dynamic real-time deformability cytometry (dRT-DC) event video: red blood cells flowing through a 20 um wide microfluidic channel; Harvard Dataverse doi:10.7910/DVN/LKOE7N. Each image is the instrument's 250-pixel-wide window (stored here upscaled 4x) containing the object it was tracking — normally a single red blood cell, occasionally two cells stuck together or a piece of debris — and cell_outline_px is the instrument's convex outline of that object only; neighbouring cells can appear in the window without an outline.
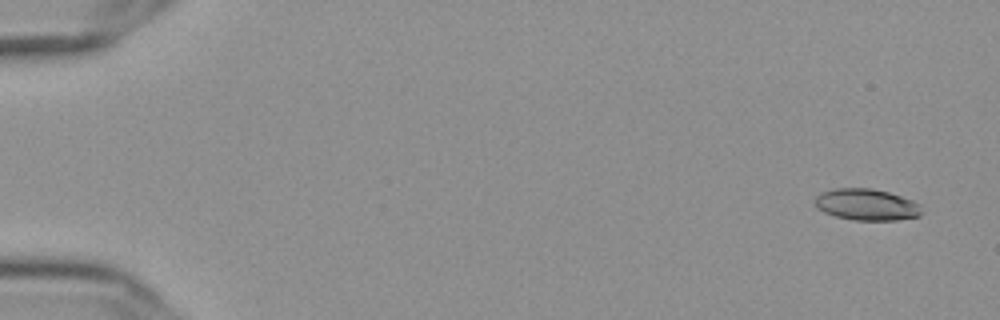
{"species": "Egyptian fruit bat (a non-hibernating species)", "species_latin": "Rousettus aegyptiacus", "temperature_condition": "cold", "stored_images_in_passage": 57, "camera_frame_rate_fps": 3000, "um_per_image_px": 0.085, "frame": {"image": 1, "passage_image": 3, "time_ms": 0.667, "image_size_px": [1000, 320], "cell_outline_px": [[924, 212], [920, 216], [896, 220], [852, 220], [836, 216], [824, 212], [816, 208], [816, 196], [820, 192], [836, 188], [872, 188], [888, 192], [912, 200], [920, 204]], "centroid_in_image_um": [73.68, 17.39], "position_along_channel_um": 11.3, "area_um2": 19.71}}
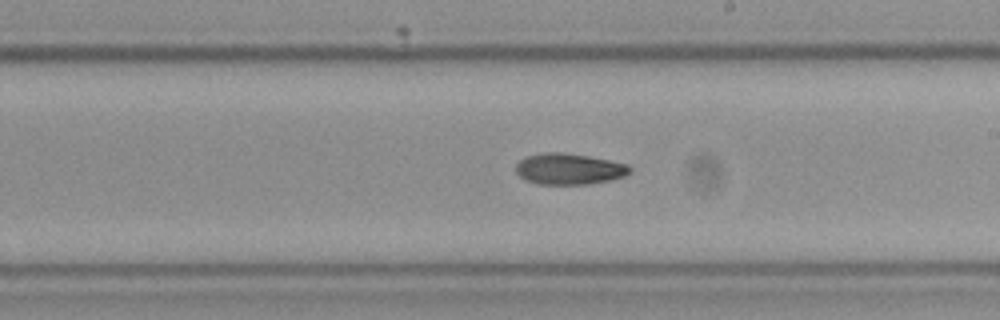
{"frame": {"image": 2, "passage_image": 34, "time_ms": 11.0, "image_size_px": [1000, 320], "cell_outline_px": [[632, 172], [624, 176], [608, 180], [588, 184], [536, 184], [524, 180], [516, 172], [516, 164], [520, 160], [528, 156], [544, 152], [560, 152], [588, 156], [628, 164], [632, 168]], "centroid_in_image_um": [48.36, 14.36], "position_along_channel_um": 240.6, "area_um2": 20.63}}
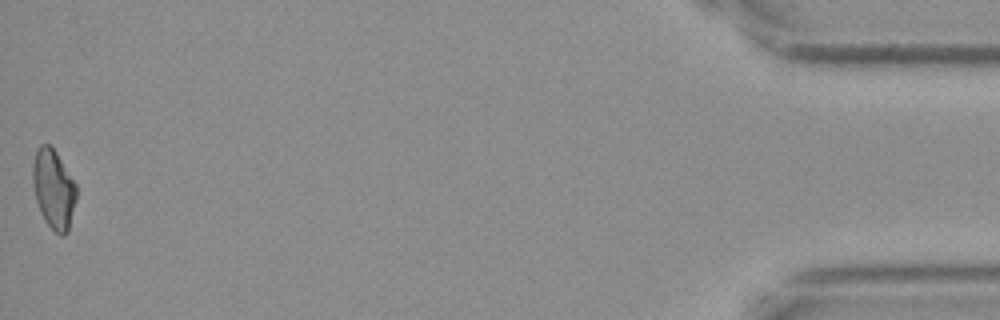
{"frame": {"image": 3, "passage_image": 57, "time_ms": 18.667, "image_size_px": [1000, 320], "cell_outline_px": [[76, 200], [68, 232], [64, 236], [60, 236], [44, 220], [36, 200], [32, 184], [32, 168], [36, 148], [40, 144], [48, 144], [56, 152], [76, 184]], "centroid_in_image_um": [4.54, 16.07], "position_along_channel_um": 430.7, "area_um2": 20.17}, "authors_computed_cell_mechanics": {"area_um2": 20.4034, "velocity_mm_per_s": 3.6376, "shape_relaxation_time_tau1_ms": 9.1549, "shape_relaxation_time_tau2_ms": null, "deformation_change_tau1": 0.1875, "deformation_change_tau2": null}}